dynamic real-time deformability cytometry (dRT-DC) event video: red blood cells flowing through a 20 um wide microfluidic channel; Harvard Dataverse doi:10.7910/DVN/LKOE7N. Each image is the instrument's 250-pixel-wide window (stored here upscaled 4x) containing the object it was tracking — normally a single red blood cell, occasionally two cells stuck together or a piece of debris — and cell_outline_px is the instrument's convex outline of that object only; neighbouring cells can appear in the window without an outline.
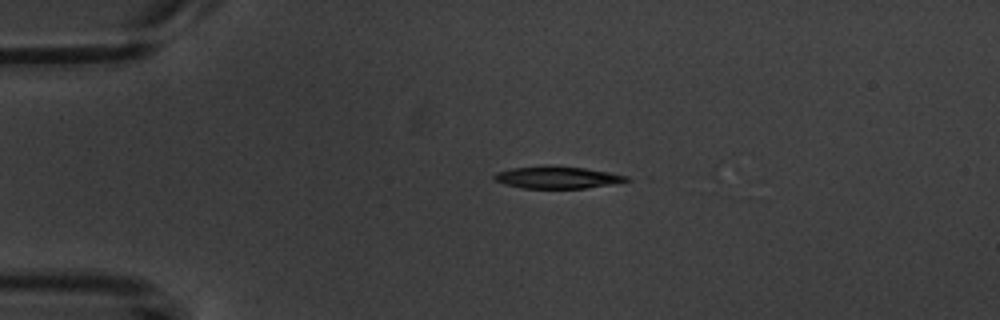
{"species": "common noctule bat (a hibernating species)", "species_latin": "Nyctalus noctula", "temperature_condition": "warm", "stored_images_in_passage": 5, "camera_frame_rate_fps": 3000, "um_per_image_px": 0.085, "animal": {"sex": "male", "body_mass_g": 20.1, "forearm_length_mm": 53.5}, "frame": {"image": 1, "passage_image": 5, "time_ms": 5.667, "image_size_px": [1000, 320], "cell_outline_px": [[632, 180], [584, 188], [524, 188], [504, 184], [496, 180], [492, 176], [496, 172], [512, 168], [548, 164], [584, 168], [608, 172], [628, 176]], "centroid_in_image_um": [47.32, 15.06], "position_along_channel_um": 37.7, "area_um2": 17.05}}